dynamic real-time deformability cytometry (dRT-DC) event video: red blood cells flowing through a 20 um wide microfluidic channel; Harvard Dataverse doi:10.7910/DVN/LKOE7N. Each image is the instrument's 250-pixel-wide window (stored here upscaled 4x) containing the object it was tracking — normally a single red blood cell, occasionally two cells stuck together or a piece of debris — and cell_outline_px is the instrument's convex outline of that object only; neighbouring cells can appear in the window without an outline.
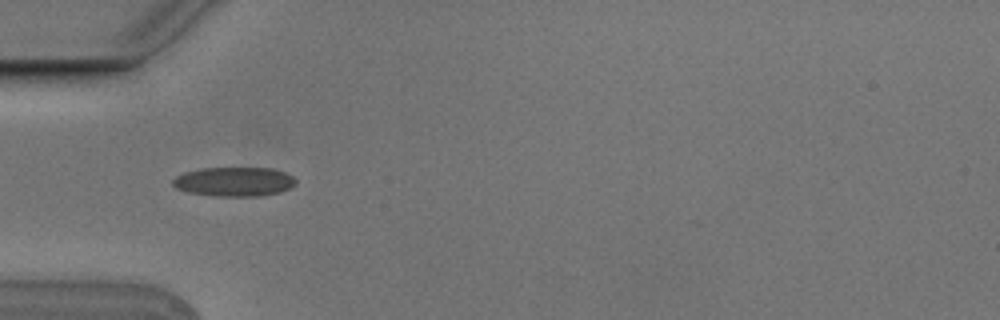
{"species": "Egyptian fruit bat (a non-hibernating species)", "species_latin": "Rousettus aegyptiacus", "temperature_condition": "cold", "stored_images_in_passage": 8, "camera_frame_rate_fps": 3000, "um_per_image_px": 0.085, "animal": {"sex": "male"}, "frame": {"image": 1, "passage_image": 4, "time_ms": 1.0, "image_size_px": [1000, 320], "cell_outline_px": [[296, 184], [280, 192], [264, 196], [216, 196], [188, 192], [176, 188], [172, 184], [172, 180], [176, 176], [184, 172], [200, 168], [272, 168], [284, 172], [292, 176], [296, 180]], "centroid_in_image_um": [19.9, 15.44], "position_along_channel_um": 65.1, "area_um2": 21.04}}
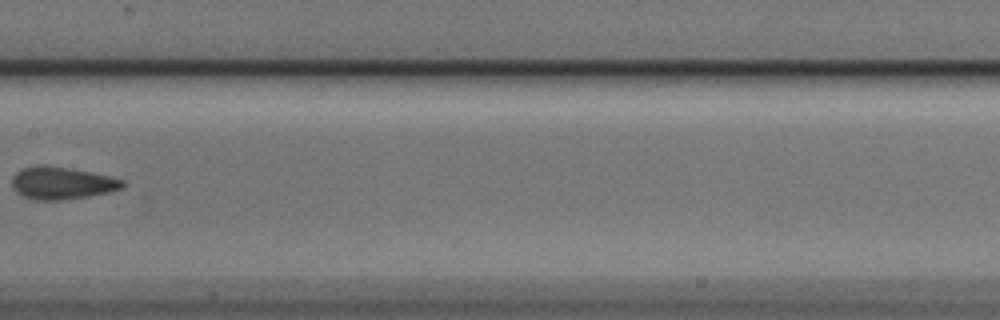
{"frame": {"image": 2, "passage_image": 7, "time_ms": 2.0, "image_size_px": [1000, 320], "cell_outline_px": [[128, 184], [124, 188], [108, 192], [88, 196], [60, 200], [32, 200], [16, 192], [12, 188], [12, 176], [16, 172], [24, 168], [36, 164], [44, 164], [68, 168], [108, 176], [124, 180]], "centroid_in_image_um": [5.24, 15.56], "position_along_channel_um": 202.2, "area_um2": 20.98}}
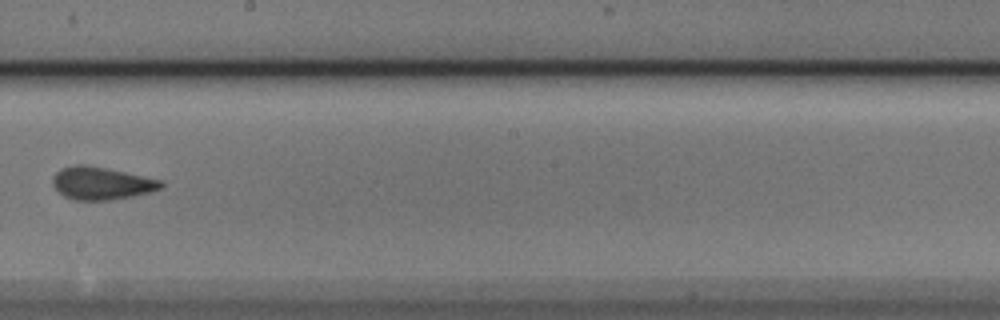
{"frame": {"image": 3, "passage_image": 8, "time_ms": 2.333, "image_size_px": [1000, 320], "cell_outline_px": [[164, 184], [160, 188], [148, 192], [132, 196], [108, 200], [72, 200], [64, 196], [52, 184], [52, 176], [60, 168], [76, 164], [84, 164], [164, 180]], "centroid_in_image_um": [8.59, 15.57], "position_along_channel_um": 239.6, "area_um2": 20.52}}